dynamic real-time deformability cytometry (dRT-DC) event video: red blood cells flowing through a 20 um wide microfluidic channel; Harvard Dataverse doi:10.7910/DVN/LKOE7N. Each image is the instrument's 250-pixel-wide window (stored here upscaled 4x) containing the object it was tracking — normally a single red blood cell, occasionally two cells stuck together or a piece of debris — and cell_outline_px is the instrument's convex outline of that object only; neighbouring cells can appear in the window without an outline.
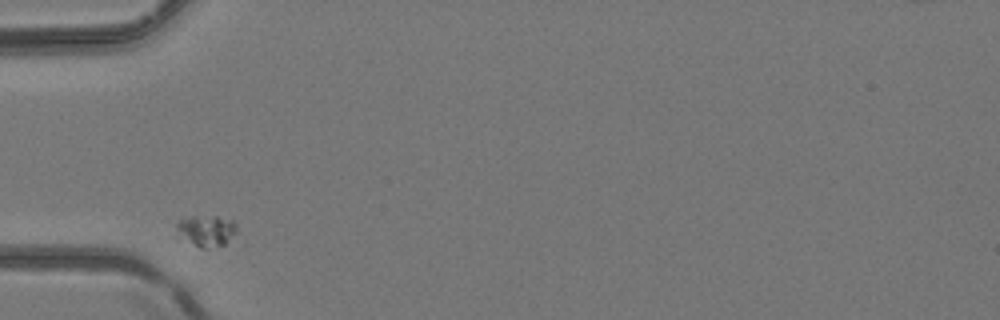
{"species": "common noctule bat (a hibernating species)", "species_latin": "Nyctalus noctula", "temperature_condition": "room temperature", "stored_images_in_passage": 3, "camera_frame_rate_fps": 3000, "um_per_image_px": 0.085, "animal": {"sex": "female", "body_mass_g": 24.6, "forearm_length_mm": 56.2}, "frame": {"image": 1, "passage_image": 1, "time_ms": 0.0, "image_size_px": [1000, 320], "cell_outline_px": [[236, 232], [224, 244], [204, 248], [200, 248], [176, 240], [176, 224], [180, 220], [192, 216], [216, 216], [232, 220], [236, 224]], "centroid_in_image_um": [17.43, 19.63], "position_along_channel_um": 67.6, "area_um2": 11.27}}
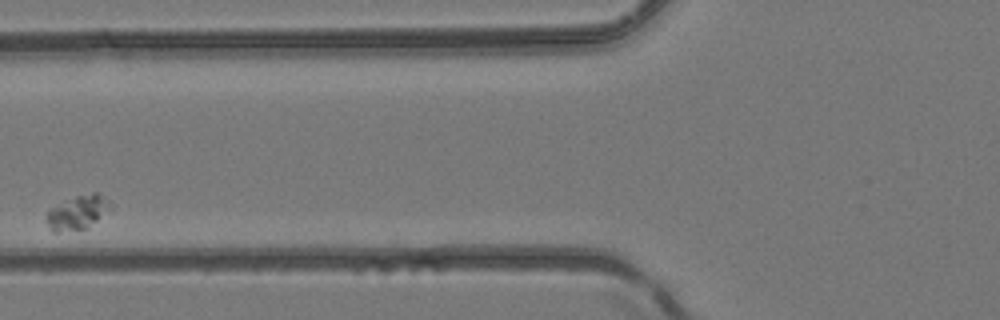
{"frame": {"image": 2, "passage_image": 2, "time_ms": 0.333, "image_size_px": [1000, 320], "cell_outline_px": [[112, 208], [96, 220], [84, 228], [56, 232], [52, 232], [44, 220], [44, 216], [52, 208], [76, 196], [92, 192], [96, 192], [108, 200], [112, 204]], "centroid_in_image_um": [6.57, 18.05], "position_along_channel_um": 119.2, "area_um2": 12.37}}
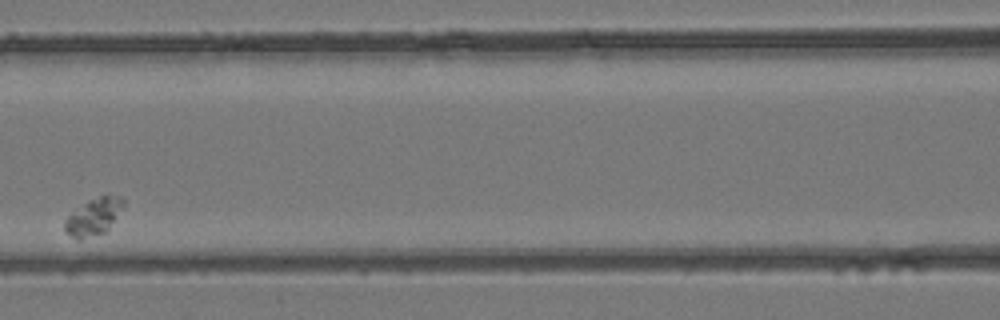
{"frame": {"image": 3, "passage_image": 3, "time_ms": 0.667, "image_size_px": [1000, 320], "cell_outline_px": [[124, 208], [108, 228], [104, 232], [80, 240], [76, 240], [64, 228], [64, 220], [68, 216], [88, 200], [104, 192], [108, 192], [120, 196], [124, 200]], "centroid_in_image_um": [8.01, 18.36], "position_along_channel_um": 158.6, "area_um2": 12.89}}